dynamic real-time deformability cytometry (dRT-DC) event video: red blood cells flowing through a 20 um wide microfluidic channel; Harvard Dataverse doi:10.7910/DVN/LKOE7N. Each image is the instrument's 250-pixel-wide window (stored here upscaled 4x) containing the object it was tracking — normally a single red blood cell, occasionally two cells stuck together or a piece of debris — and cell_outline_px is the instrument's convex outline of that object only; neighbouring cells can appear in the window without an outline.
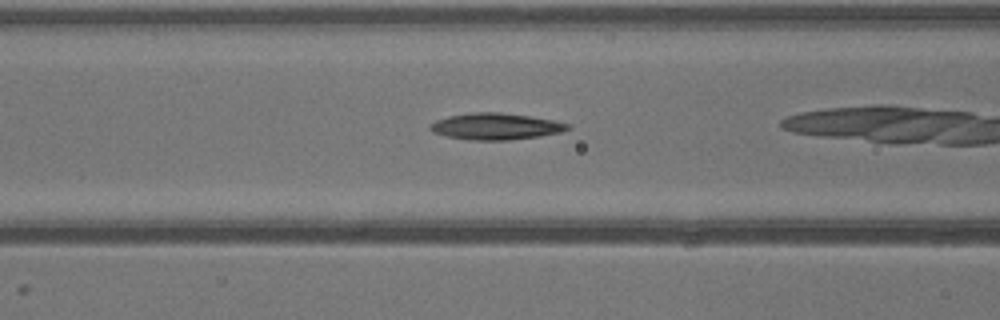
{"species": "common noctule bat (a hibernating species)", "species_latin": "Nyctalus noctula", "temperature_condition": "warm", "stored_images_in_passage": 22, "camera_frame_rate_fps": 3000, "um_per_image_px": 0.085, "animal": {"sex": "male", "body_mass_g": 13.3}, "frame": {"image": 1, "passage_image": 7, "time_ms": 2.0, "image_size_px": [1000, 320], "cell_outline_px": [[572, 128], [560, 132], [540, 136], [508, 140], [472, 140], [448, 136], [432, 132], [428, 128], [436, 120], [448, 116], [472, 112], [500, 112], [528, 116], [552, 120], [568, 124]], "centroid_in_image_um": [42.12, 10.74], "position_along_channel_um": 124.5, "area_um2": 21.04}}
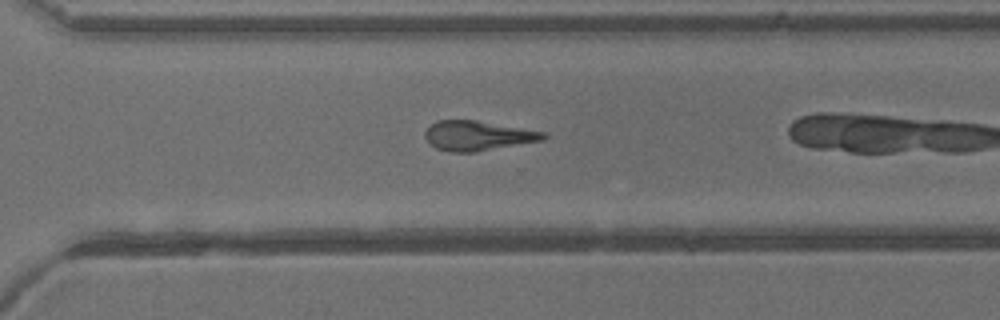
{"frame": {"image": 2, "passage_image": 19, "time_ms": 6.0, "image_size_px": [1000, 320], "cell_outline_px": [[548, 136], [544, 140], [476, 152], [452, 152], [436, 148], [424, 136], [424, 132], [436, 120], [476, 120], [544, 132]], "centroid_in_image_um": [40.61, 11.53], "position_along_channel_um": 330.0, "area_um2": 20.35}}